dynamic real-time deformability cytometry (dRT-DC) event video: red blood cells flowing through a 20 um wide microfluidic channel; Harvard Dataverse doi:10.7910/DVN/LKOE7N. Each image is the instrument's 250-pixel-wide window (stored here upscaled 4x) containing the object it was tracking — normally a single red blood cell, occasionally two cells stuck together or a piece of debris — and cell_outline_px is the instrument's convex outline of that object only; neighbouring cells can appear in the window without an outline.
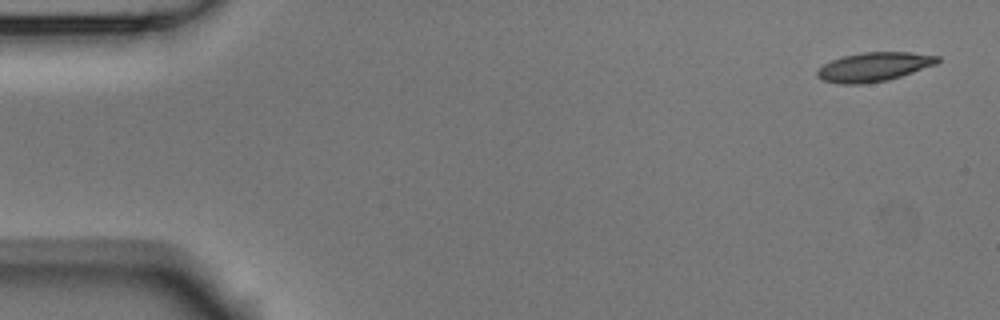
{"species": "Egyptian fruit bat (a non-hibernating species)", "species_latin": "Rousettus aegyptiacus", "temperature_condition": "room temperature", "stored_images_in_passage": 4, "camera_frame_rate_fps": 3000, "um_per_image_px": 0.085, "animal": {"sex": "male"}, "frame": {"image": 1, "passage_image": 1, "time_ms": 0.0, "image_size_px": [1000, 320], "cell_outline_px": [[940, 60], [936, 64], [888, 80], [860, 84], [840, 84], [820, 80], [816, 76], [816, 72], [824, 64], [832, 60], [844, 56], [864, 52], [912, 52], [940, 56]], "centroid_in_image_um": [74.27, 5.68], "position_along_channel_um": 10.7, "area_um2": 20.29}}
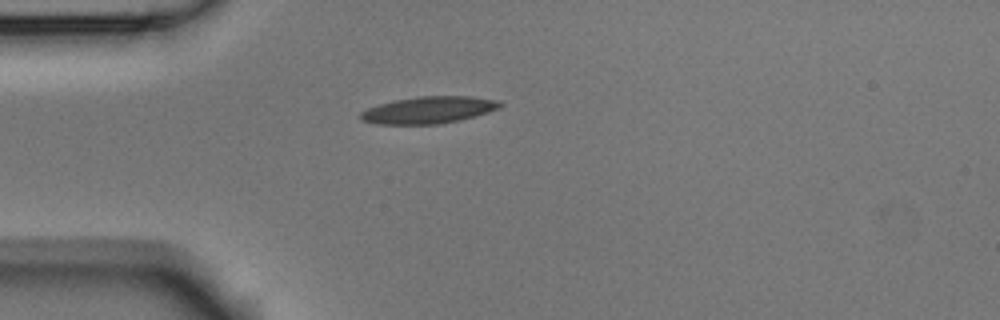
{"frame": {"image": 2, "passage_image": 4, "time_ms": 1.0, "image_size_px": [1000, 320], "cell_outline_px": [[504, 104], [500, 108], [488, 112], [460, 120], [440, 124], [380, 124], [364, 120], [360, 116], [360, 112], [368, 108], [380, 104], [396, 100], [420, 96], [472, 96], [500, 100]], "centroid_in_image_um": [36.51, 9.34], "position_along_channel_um": 48.5, "area_um2": 21.79}}